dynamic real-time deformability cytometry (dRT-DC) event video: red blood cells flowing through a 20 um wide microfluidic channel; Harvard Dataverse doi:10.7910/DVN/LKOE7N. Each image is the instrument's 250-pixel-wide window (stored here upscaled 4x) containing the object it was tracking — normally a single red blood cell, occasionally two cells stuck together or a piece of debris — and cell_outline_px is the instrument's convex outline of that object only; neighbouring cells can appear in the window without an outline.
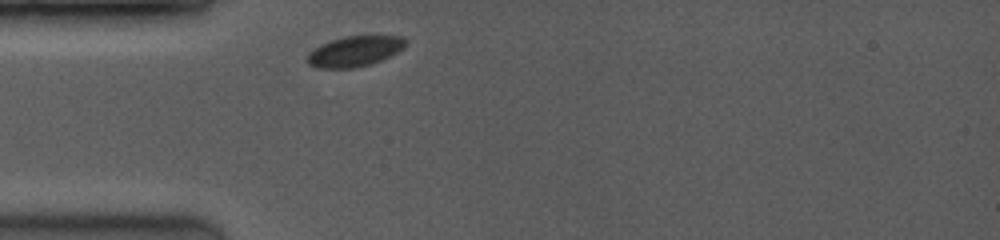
{"species": "common noctule bat (a hibernating species)", "species_latin": "Nyctalus noctula", "temperature_condition": "room temperature", "stored_images_in_passage": 1, "camera_frame_rate_fps": 3500, "um_per_image_px": 0.085, "animal": {"sex": "female", "body_mass_g": 19.0, "forearm_length_mm": 53.3}, "frame": {"image": 1, "passage_image": 1, "time_ms": 0.0, "image_size_px": [1000, 240], "cell_outline_px": [[404, 48], [380, 60], [368, 64], [352, 68], [316, 68], [308, 64], [304, 60], [308, 52], [312, 48], [328, 40], [344, 36], [404, 36]], "centroid_in_image_um": [30.03, 4.35], "position_along_channel_um": 55.0, "area_um2": 17.51}}